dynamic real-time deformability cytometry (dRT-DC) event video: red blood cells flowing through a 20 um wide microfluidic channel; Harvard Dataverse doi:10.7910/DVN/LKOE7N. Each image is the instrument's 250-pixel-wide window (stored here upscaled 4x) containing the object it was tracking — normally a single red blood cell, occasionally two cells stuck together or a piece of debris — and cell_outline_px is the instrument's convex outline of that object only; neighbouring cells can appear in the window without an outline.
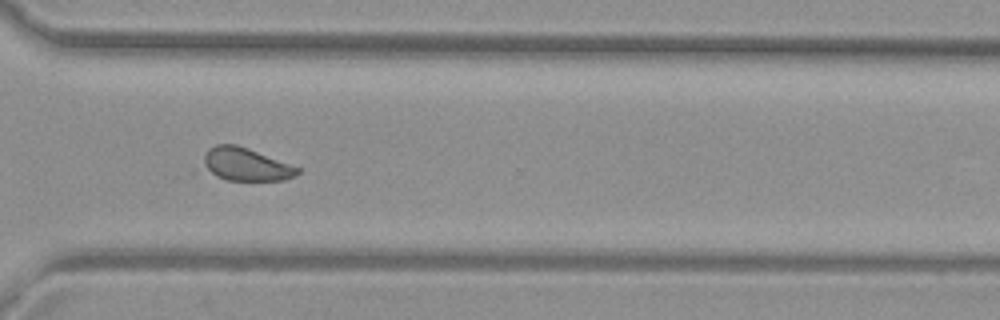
{"species": "common noctule bat (a hibernating species)", "species_latin": "Nyctalus noctula", "temperature_condition": "warm", "stored_images_in_passage": 37, "camera_frame_rate_fps": 3000, "um_per_image_px": 0.085, "animal": {"sex": "female", "body_mass_g": 29.2, "forearm_length_mm": 56.3}, "frame": {"image": 1, "passage_image": 23, "time_ms": 7.333, "image_size_px": [1000, 320], "cell_outline_px": [[300, 172], [284, 180], [228, 180], [192, 172], [192, 168], [208, 148], [216, 144], [236, 144], [248, 148], [300, 168]], "centroid_in_image_um": [20.57, 13.99], "position_along_channel_um": 350.0, "area_um2": 19.42}}